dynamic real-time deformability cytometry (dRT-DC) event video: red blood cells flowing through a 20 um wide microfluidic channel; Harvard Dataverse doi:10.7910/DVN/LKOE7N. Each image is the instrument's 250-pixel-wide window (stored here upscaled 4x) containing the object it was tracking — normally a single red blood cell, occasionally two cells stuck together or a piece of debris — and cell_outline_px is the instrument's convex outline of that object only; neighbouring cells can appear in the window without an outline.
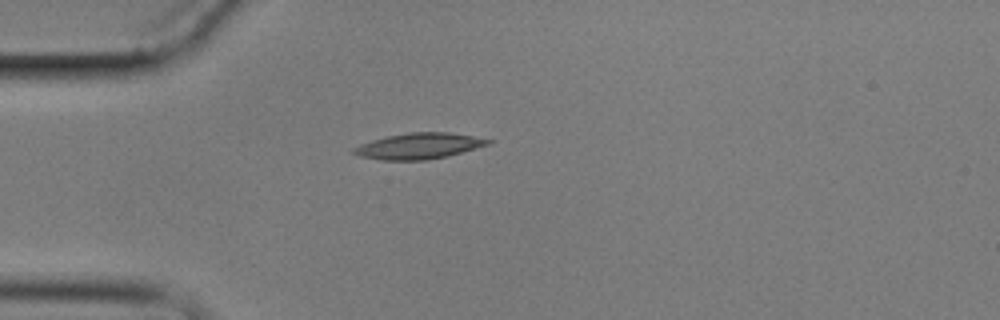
{"species": "common noctule bat (a hibernating species)", "species_latin": "Nyctalus noctula", "temperature_condition": "cold", "stored_images_in_passage": 4, "camera_frame_rate_fps": 3000, "um_per_image_px": 0.085, "animal": {"sex": "male", "body_mass_g": 17.9}, "frame": {"image": 1, "passage_image": 4, "time_ms": 5.0, "image_size_px": [1000, 320], "cell_outline_px": [[492, 144], [448, 156], [428, 160], [380, 160], [360, 156], [352, 152], [352, 148], [360, 144], [372, 140], [388, 136], [408, 132], [448, 132], [472, 136], [492, 140]], "centroid_in_image_um": [35.62, 12.41], "position_along_channel_um": 49.4, "area_um2": 20.35}}